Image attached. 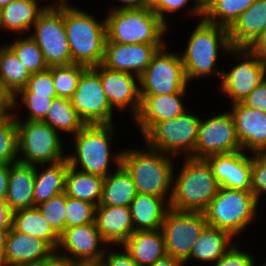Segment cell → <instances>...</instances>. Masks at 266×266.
Instances as JSON below:
<instances>
[{
    "label": "cell",
    "instance_id": "e575fe53",
    "mask_svg": "<svg viewBox=\"0 0 266 266\" xmlns=\"http://www.w3.org/2000/svg\"><path fill=\"white\" fill-rule=\"evenodd\" d=\"M42 121L58 133L63 134L65 132L72 136L86 125L72 106L71 100L61 97L53 99L52 105Z\"/></svg>",
    "mask_w": 266,
    "mask_h": 266
},
{
    "label": "cell",
    "instance_id": "f907efd6",
    "mask_svg": "<svg viewBox=\"0 0 266 266\" xmlns=\"http://www.w3.org/2000/svg\"><path fill=\"white\" fill-rule=\"evenodd\" d=\"M10 174V164H0V200L5 201Z\"/></svg>",
    "mask_w": 266,
    "mask_h": 266
},
{
    "label": "cell",
    "instance_id": "ba28073f",
    "mask_svg": "<svg viewBox=\"0 0 266 266\" xmlns=\"http://www.w3.org/2000/svg\"><path fill=\"white\" fill-rule=\"evenodd\" d=\"M200 120L199 116L187 110L171 120L157 122L142 136L143 143L175 159L182 154L183 157H192Z\"/></svg>",
    "mask_w": 266,
    "mask_h": 266
},
{
    "label": "cell",
    "instance_id": "4316f807",
    "mask_svg": "<svg viewBox=\"0 0 266 266\" xmlns=\"http://www.w3.org/2000/svg\"><path fill=\"white\" fill-rule=\"evenodd\" d=\"M121 248L138 266H149L167 255L161 230L135 231Z\"/></svg>",
    "mask_w": 266,
    "mask_h": 266
},
{
    "label": "cell",
    "instance_id": "c3c4849f",
    "mask_svg": "<svg viewBox=\"0 0 266 266\" xmlns=\"http://www.w3.org/2000/svg\"><path fill=\"white\" fill-rule=\"evenodd\" d=\"M242 103L249 108L266 113V80L256 86Z\"/></svg>",
    "mask_w": 266,
    "mask_h": 266
},
{
    "label": "cell",
    "instance_id": "db71d44e",
    "mask_svg": "<svg viewBox=\"0 0 266 266\" xmlns=\"http://www.w3.org/2000/svg\"><path fill=\"white\" fill-rule=\"evenodd\" d=\"M121 2V5L111 7L112 9L110 11H118L122 9H138L142 7H146L144 5L143 0H119Z\"/></svg>",
    "mask_w": 266,
    "mask_h": 266
},
{
    "label": "cell",
    "instance_id": "f5cc1de1",
    "mask_svg": "<svg viewBox=\"0 0 266 266\" xmlns=\"http://www.w3.org/2000/svg\"><path fill=\"white\" fill-rule=\"evenodd\" d=\"M69 263L58 254H54L48 260L26 266H67Z\"/></svg>",
    "mask_w": 266,
    "mask_h": 266
},
{
    "label": "cell",
    "instance_id": "f1b7e54d",
    "mask_svg": "<svg viewBox=\"0 0 266 266\" xmlns=\"http://www.w3.org/2000/svg\"><path fill=\"white\" fill-rule=\"evenodd\" d=\"M69 166L67 158L56 163L35 165L34 207L65 192V177Z\"/></svg>",
    "mask_w": 266,
    "mask_h": 266
},
{
    "label": "cell",
    "instance_id": "83f0119b",
    "mask_svg": "<svg viewBox=\"0 0 266 266\" xmlns=\"http://www.w3.org/2000/svg\"><path fill=\"white\" fill-rule=\"evenodd\" d=\"M233 239L235 238L229 232L207 226L193 245L189 258L183 263L184 266L192 259L202 264L210 262L211 266L237 243Z\"/></svg>",
    "mask_w": 266,
    "mask_h": 266
},
{
    "label": "cell",
    "instance_id": "8d00e7d4",
    "mask_svg": "<svg viewBox=\"0 0 266 266\" xmlns=\"http://www.w3.org/2000/svg\"><path fill=\"white\" fill-rule=\"evenodd\" d=\"M5 44L15 53L31 74L42 72L49 68L41 49L29 34L25 36L18 35L17 39Z\"/></svg>",
    "mask_w": 266,
    "mask_h": 266
},
{
    "label": "cell",
    "instance_id": "ab89813d",
    "mask_svg": "<svg viewBox=\"0 0 266 266\" xmlns=\"http://www.w3.org/2000/svg\"><path fill=\"white\" fill-rule=\"evenodd\" d=\"M88 67L80 64L52 66V80L57 97L70 99L74 94L82 73Z\"/></svg>",
    "mask_w": 266,
    "mask_h": 266
},
{
    "label": "cell",
    "instance_id": "52a82bcc",
    "mask_svg": "<svg viewBox=\"0 0 266 266\" xmlns=\"http://www.w3.org/2000/svg\"><path fill=\"white\" fill-rule=\"evenodd\" d=\"M258 206L251 191L220 187L203 212L208 226L225 230L236 238L256 221Z\"/></svg>",
    "mask_w": 266,
    "mask_h": 266
},
{
    "label": "cell",
    "instance_id": "d6986e66",
    "mask_svg": "<svg viewBox=\"0 0 266 266\" xmlns=\"http://www.w3.org/2000/svg\"><path fill=\"white\" fill-rule=\"evenodd\" d=\"M251 158L245 151L216 154L206 158L220 187L251 191Z\"/></svg>",
    "mask_w": 266,
    "mask_h": 266
},
{
    "label": "cell",
    "instance_id": "836d02e7",
    "mask_svg": "<svg viewBox=\"0 0 266 266\" xmlns=\"http://www.w3.org/2000/svg\"><path fill=\"white\" fill-rule=\"evenodd\" d=\"M31 73L21 63L15 53L6 45H0V86L12 98L24 88Z\"/></svg>",
    "mask_w": 266,
    "mask_h": 266
},
{
    "label": "cell",
    "instance_id": "e0dca14e",
    "mask_svg": "<svg viewBox=\"0 0 266 266\" xmlns=\"http://www.w3.org/2000/svg\"><path fill=\"white\" fill-rule=\"evenodd\" d=\"M100 76L106 98L111 108L119 113L127 109L133 120L140 109L139 77L104 67L102 64L92 67ZM116 108V109H115Z\"/></svg>",
    "mask_w": 266,
    "mask_h": 266
},
{
    "label": "cell",
    "instance_id": "7c38bea8",
    "mask_svg": "<svg viewBox=\"0 0 266 266\" xmlns=\"http://www.w3.org/2000/svg\"><path fill=\"white\" fill-rule=\"evenodd\" d=\"M207 226L202 211H177L169 208L160 228L167 255L184 263Z\"/></svg>",
    "mask_w": 266,
    "mask_h": 266
},
{
    "label": "cell",
    "instance_id": "b9f144b4",
    "mask_svg": "<svg viewBox=\"0 0 266 266\" xmlns=\"http://www.w3.org/2000/svg\"><path fill=\"white\" fill-rule=\"evenodd\" d=\"M53 230L60 236L65 230V192L50 198L36 206Z\"/></svg>",
    "mask_w": 266,
    "mask_h": 266
},
{
    "label": "cell",
    "instance_id": "bcb514c9",
    "mask_svg": "<svg viewBox=\"0 0 266 266\" xmlns=\"http://www.w3.org/2000/svg\"><path fill=\"white\" fill-rule=\"evenodd\" d=\"M239 244V242L234 244V246L230 248L223 257L211 266H256V260L253 254L251 255V253L246 252V250L241 251Z\"/></svg>",
    "mask_w": 266,
    "mask_h": 266
},
{
    "label": "cell",
    "instance_id": "44dd1931",
    "mask_svg": "<svg viewBox=\"0 0 266 266\" xmlns=\"http://www.w3.org/2000/svg\"><path fill=\"white\" fill-rule=\"evenodd\" d=\"M187 91H179L166 95H140L141 105L137 116L133 119L138 131L143 136L155 123L171 120L189 108L182 101Z\"/></svg>",
    "mask_w": 266,
    "mask_h": 266
},
{
    "label": "cell",
    "instance_id": "f546056e",
    "mask_svg": "<svg viewBox=\"0 0 266 266\" xmlns=\"http://www.w3.org/2000/svg\"><path fill=\"white\" fill-rule=\"evenodd\" d=\"M169 208L162 198L137 193L129 205L134 231L159 230Z\"/></svg>",
    "mask_w": 266,
    "mask_h": 266
},
{
    "label": "cell",
    "instance_id": "91938a15",
    "mask_svg": "<svg viewBox=\"0 0 266 266\" xmlns=\"http://www.w3.org/2000/svg\"><path fill=\"white\" fill-rule=\"evenodd\" d=\"M52 2H55L56 3V5H68V4H71L70 2H69V0H54V1H52Z\"/></svg>",
    "mask_w": 266,
    "mask_h": 266
},
{
    "label": "cell",
    "instance_id": "d590c367",
    "mask_svg": "<svg viewBox=\"0 0 266 266\" xmlns=\"http://www.w3.org/2000/svg\"><path fill=\"white\" fill-rule=\"evenodd\" d=\"M256 0H209L204 4L203 19L229 29Z\"/></svg>",
    "mask_w": 266,
    "mask_h": 266
},
{
    "label": "cell",
    "instance_id": "4dcf8cb0",
    "mask_svg": "<svg viewBox=\"0 0 266 266\" xmlns=\"http://www.w3.org/2000/svg\"><path fill=\"white\" fill-rule=\"evenodd\" d=\"M137 195L130 174L120 165L104 177L102 199L98 206L129 207Z\"/></svg>",
    "mask_w": 266,
    "mask_h": 266
},
{
    "label": "cell",
    "instance_id": "277c9868",
    "mask_svg": "<svg viewBox=\"0 0 266 266\" xmlns=\"http://www.w3.org/2000/svg\"><path fill=\"white\" fill-rule=\"evenodd\" d=\"M75 6V7H74ZM64 25L74 64H102L107 40L106 17L102 21L78 5H64Z\"/></svg>",
    "mask_w": 266,
    "mask_h": 266
},
{
    "label": "cell",
    "instance_id": "7a4b0ae2",
    "mask_svg": "<svg viewBox=\"0 0 266 266\" xmlns=\"http://www.w3.org/2000/svg\"><path fill=\"white\" fill-rule=\"evenodd\" d=\"M123 149L121 165L130 174L137 193L164 199L170 204L173 171L177 169L173 156L149 147Z\"/></svg>",
    "mask_w": 266,
    "mask_h": 266
},
{
    "label": "cell",
    "instance_id": "6125c7cd",
    "mask_svg": "<svg viewBox=\"0 0 266 266\" xmlns=\"http://www.w3.org/2000/svg\"><path fill=\"white\" fill-rule=\"evenodd\" d=\"M67 266H92L87 264H68Z\"/></svg>",
    "mask_w": 266,
    "mask_h": 266
},
{
    "label": "cell",
    "instance_id": "2e32d148",
    "mask_svg": "<svg viewBox=\"0 0 266 266\" xmlns=\"http://www.w3.org/2000/svg\"><path fill=\"white\" fill-rule=\"evenodd\" d=\"M242 150L233 116L229 111H222L209 119H201L198 137L192 158L206 159L209 156Z\"/></svg>",
    "mask_w": 266,
    "mask_h": 266
},
{
    "label": "cell",
    "instance_id": "5b68a950",
    "mask_svg": "<svg viewBox=\"0 0 266 266\" xmlns=\"http://www.w3.org/2000/svg\"><path fill=\"white\" fill-rule=\"evenodd\" d=\"M177 174L173 171L172 196L169 207L177 211H204L220 185L206 159L182 157ZM176 175V176H175Z\"/></svg>",
    "mask_w": 266,
    "mask_h": 266
},
{
    "label": "cell",
    "instance_id": "be15d7a7",
    "mask_svg": "<svg viewBox=\"0 0 266 266\" xmlns=\"http://www.w3.org/2000/svg\"><path fill=\"white\" fill-rule=\"evenodd\" d=\"M203 4H205L206 2H208L209 0H200Z\"/></svg>",
    "mask_w": 266,
    "mask_h": 266
},
{
    "label": "cell",
    "instance_id": "ac0fdd59",
    "mask_svg": "<svg viewBox=\"0 0 266 266\" xmlns=\"http://www.w3.org/2000/svg\"><path fill=\"white\" fill-rule=\"evenodd\" d=\"M165 44H125L106 42L102 65L140 77L153 55Z\"/></svg>",
    "mask_w": 266,
    "mask_h": 266
},
{
    "label": "cell",
    "instance_id": "6f0895ef",
    "mask_svg": "<svg viewBox=\"0 0 266 266\" xmlns=\"http://www.w3.org/2000/svg\"><path fill=\"white\" fill-rule=\"evenodd\" d=\"M10 229H0V260L2 259L6 247V239Z\"/></svg>",
    "mask_w": 266,
    "mask_h": 266
},
{
    "label": "cell",
    "instance_id": "60d3db41",
    "mask_svg": "<svg viewBox=\"0 0 266 266\" xmlns=\"http://www.w3.org/2000/svg\"><path fill=\"white\" fill-rule=\"evenodd\" d=\"M95 209L90 202L66 196L65 229L95 222Z\"/></svg>",
    "mask_w": 266,
    "mask_h": 266
},
{
    "label": "cell",
    "instance_id": "8fae6325",
    "mask_svg": "<svg viewBox=\"0 0 266 266\" xmlns=\"http://www.w3.org/2000/svg\"><path fill=\"white\" fill-rule=\"evenodd\" d=\"M29 36L43 53L48 67L73 64L64 25V5L46 8L34 23Z\"/></svg>",
    "mask_w": 266,
    "mask_h": 266
},
{
    "label": "cell",
    "instance_id": "11a10c76",
    "mask_svg": "<svg viewBox=\"0 0 266 266\" xmlns=\"http://www.w3.org/2000/svg\"><path fill=\"white\" fill-rule=\"evenodd\" d=\"M11 112V98L0 86V115H8Z\"/></svg>",
    "mask_w": 266,
    "mask_h": 266
},
{
    "label": "cell",
    "instance_id": "5bb4252c",
    "mask_svg": "<svg viewBox=\"0 0 266 266\" xmlns=\"http://www.w3.org/2000/svg\"><path fill=\"white\" fill-rule=\"evenodd\" d=\"M108 246L102 239L96 223L93 222L66 228L60 235L56 254L69 264L96 266Z\"/></svg>",
    "mask_w": 266,
    "mask_h": 266
},
{
    "label": "cell",
    "instance_id": "3957f363",
    "mask_svg": "<svg viewBox=\"0 0 266 266\" xmlns=\"http://www.w3.org/2000/svg\"><path fill=\"white\" fill-rule=\"evenodd\" d=\"M114 125L86 124L76 135L72 136V145L75 148L70 154L67 153L70 167L102 177L113 172L110 169L111 163L119 167L123 149L116 152L111 149L113 136L117 133Z\"/></svg>",
    "mask_w": 266,
    "mask_h": 266
},
{
    "label": "cell",
    "instance_id": "30bf717a",
    "mask_svg": "<svg viewBox=\"0 0 266 266\" xmlns=\"http://www.w3.org/2000/svg\"><path fill=\"white\" fill-rule=\"evenodd\" d=\"M168 45L153 55L150 64L139 77L140 95H166L188 91L180 53L166 51Z\"/></svg>",
    "mask_w": 266,
    "mask_h": 266
},
{
    "label": "cell",
    "instance_id": "680465c9",
    "mask_svg": "<svg viewBox=\"0 0 266 266\" xmlns=\"http://www.w3.org/2000/svg\"><path fill=\"white\" fill-rule=\"evenodd\" d=\"M158 0H143L146 7H152Z\"/></svg>",
    "mask_w": 266,
    "mask_h": 266
},
{
    "label": "cell",
    "instance_id": "e7e4bbea",
    "mask_svg": "<svg viewBox=\"0 0 266 266\" xmlns=\"http://www.w3.org/2000/svg\"><path fill=\"white\" fill-rule=\"evenodd\" d=\"M33 1L38 2V3H40V4L42 3V2H41L42 0H33ZM39 1H40V2H39Z\"/></svg>",
    "mask_w": 266,
    "mask_h": 266
},
{
    "label": "cell",
    "instance_id": "1f68e13d",
    "mask_svg": "<svg viewBox=\"0 0 266 266\" xmlns=\"http://www.w3.org/2000/svg\"><path fill=\"white\" fill-rule=\"evenodd\" d=\"M11 228L14 231L45 240L55 251L58 248L60 236L53 230L37 207L12 212Z\"/></svg>",
    "mask_w": 266,
    "mask_h": 266
},
{
    "label": "cell",
    "instance_id": "816d5d0a",
    "mask_svg": "<svg viewBox=\"0 0 266 266\" xmlns=\"http://www.w3.org/2000/svg\"><path fill=\"white\" fill-rule=\"evenodd\" d=\"M12 211L6 201L0 200V229H11Z\"/></svg>",
    "mask_w": 266,
    "mask_h": 266
},
{
    "label": "cell",
    "instance_id": "7402d4cb",
    "mask_svg": "<svg viewBox=\"0 0 266 266\" xmlns=\"http://www.w3.org/2000/svg\"><path fill=\"white\" fill-rule=\"evenodd\" d=\"M56 251L43 239L9 230L0 266H26L51 258Z\"/></svg>",
    "mask_w": 266,
    "mask_h": 266
},
{
    "label": "cell",
    "instance_id": "d6a6232c",
    "mask_svg": "<svg viewBox=\"0 0 266 266\" xmlns=\"http://www.w3.org/2000/svg\"><path fill=\"white\" fill-rule=\"evenodd\" d=\"M104 177L86 173L69 166L65 177V194L90 202L96 207L102 199Z\"/></svg>",
    "mask_w": 266,
    "mask_h": 266
},
{
    "label": "cell",
    "instance_id": "74e56055",
    "mask_svg": "<svg viewBox=\"0 0 266 266\" xmlns=\"http://www.w3.org/2000/svg\"><path fill=\"white\" fill-rule=\"evenodd\" d=\"M20 96L22 97L21 100H19V98H21ZM54 98L57 97H47V95H35V93H16L11 98V113L14 115L16 120L24 119L26 121H42L46 117ZM18 100L23 105L19 104ZM19 106L20 108L24 106L25 111L28 112L27 114H25V116L27 115L26 118L21 119V117L18 116L19 112H21ZM15 109H19V112L14 111Z\"/></svg>",
    "mask_w": 266,
    "mask_h": 266
},
{
    "label": "cell",
    "instance_id": "f6af8a7d",
    "mask_svg": "<svg viewBox=\"0 0 266 266\" xmlns=\"http://www.w3.org/2000/svg\"><path fill=\"white\" fill-rule=\"evenodd\" d=\"M251 174V192L259 204L261 195L266 193V153L252 154Z\"/></svg>",
    "mask_w": 266,
    "mask_h": 266
},
{
    "label": "cell",
    "instance_id": "94428289",
    "mask_svg": "<svg viewBox=\"0 0 266 266\" xmlns=\"http://www.w3.org/2000/svg\"><path fill=\"white\" fill-rule=\"evenodd\" d=\"M14 0H0V9L6 5H8L9 3H11Z\"/></svg>",
    "mask_w": 266,
    "mask_h": 266
},
{
    "label": "cell",
    "instance_id": "cb8c5ba5",
    "mask_svg": "<svg viewBox=\"0 0 266 266\" xmlns=\"http://www.w3.org/2000/svg\"><path fill=\"white\" fill-rule=\"evenodd\" d=\"M50 3L41 5L33 0L12 1L0 9V31L8 30L17 35H26L25 32L29 34L39 15L46 8L56 6L55 2Z\"/></svg>",
    "mask_w": 266,
    "mask_h": 266
},
{
    "label": "cell",
    "instance_id": "4fadbf2b",
    "mask_svg": "<svg viewBox=\"0 0 266 266\" xmlns=\"http://www.w3.org/2000/svg\"><path fill=\"white\" fill-rule=\"evenodd\" d=\"M238 61L230 71H222L220 92L231 99V104L241 103L256 86L266 80V65L247 48H232L231 56Z\"/></svg>",
    "mask_w": 266,
    "mask_h": 266
},
{
    "label": "cell",
    "instance_id": "ffe728a7",
    "mask_svg": "<svg viewBox=\"0 0 266 266\" xmlns=\"http://www.w3.org/2000/svg\"><path fill=\"white\" fill-rule=\"evenodd\" d=\"M242 150L250 154L266 153V113L245 106L242 102L229 110Z\"/></svg>",
    "mask_w": 266,
    "mask_h": 266
},
{
    "label": "cell",
    "instance_id": "9f6ffc18",
    "mask_svg": "<svg viewBox=\"0 0 266 266\" xmlns=\"http://www.w3.org/2000/svg\"><path fill=\"white\" fill-rule=\"evenodd\" d=\"M149 266H184V264L169 255H166L165 257L158 259L155 263Z\"/></svg>",
    "mask_w": 266,
    "mask_h": 266
},
{
    "label": "cell",
    "instance_id": "ee69618b",
    "mask_svg": "<svg viewBox=\"0 0 266 266\" xmlns=\"http://www.w3.org/2000/svg\"><path fill=\"white\" fill-rule=\"evenodd\" d=\"M17 93H35V95L57 97L52 80V66L45 71L32 73L26 86Z\"/></svg>",
    "mask_w": 266,
    "mask_h": 266
},
{
    "label": "cell",
    "instance_id": "8992f818",
    "mask_svg": "<svg viewBox=\"0 0 266 266\" xmlns=\"http://www.w3.org/2000/svg\"><path fill=\"white\" fill-rule=\"evenodd\" d=\"M106 27V42L168 44L164 38L170 28L160 20L151 7L108 11Z\"/></svg>",
    "mask_w": 266,
    "mask_h": 266
},
{
    "label": "cell",
    "instance_id": "9a60e30c",
    "mask_svg": "<svg viewBox=\"0 0 266 266\" xmlns=\"http://www.w3.org/2000/svg\"><path fill=\"white\" fill-rule=\"evenodd\" d=\"M70 100L85 124H115V111L106 98L99 74L92 67L82 73Z\"/></svg>",
    "mask_w": 266,
    "mask_h": 266
},
{
    "label": "cell",
    "instance_id": "7bdbcfd3",
    "mask_svg": "<svg viewBox=\"0 0 266 266\" xmlns=\"http://www.w3.org/2000/svg\"><path fill=\"white\" fill-rule=\"evenodd\" d=\"M191 0H158L152 7L151 10L160 18V20L169 28L167 23V17L165 15L171 14L174 12L180 11L182 8H186V5L190 4ZM189 2V3H188ZM194 5L190 9H187V14L190 16H197L200 19L203 18L204 15V4L200 0H194ZM165 14V15H164Z\"/></svg>",
    "mask_w": 266,
    "mask_h": 266
},
{
    "label": "cell",
    "instance_id": "7dc6e473",
    "mask_svg": "<svg viewBox=\"0 0 266 266\" xmlns=\"http://www.w3.org/2000/svg\"><path fill=\"white\" fill-rule=\"evenodd\" d=\"M119 248L121 251H116V249H111V247L108 246L103 257L96 266H138L124 248H122V250L121 246H118V249Z\"/></svg>",
    "mask_w": 266,
    "mask_h": 266
},
{
    "label": "cell",
    "instance_id": "d4e9b609",
    "mask_svg": "<svg viewBox=\"0 0 266 266\" xmlns=\"http://www.w3.org/2000/svg\"><path fill=\"white\" fill-rule=\"evenodd\" d=\"M266 29V0H256L228 29L232 48H247Z\"/></svg>",
    "mask_w": 266,
    "mask_h": 266
},
{
    "label": "cell",
    "instance_id": "681fc988",
    "mask_svg": "<svg viewBox=\"0 0 266 266\" xmlns=\"http://www.w3.org/2000/svg\"><path fill=\"white\" fill-rule=\"evenodd\" d=\"M247 49L266 65V29L247 47Z\"/></svg>",
    "mask_w": 266,
    "mask_h": 266
},
{
    "label": "cell",
    "instance_id": "f35d334b",
    "mask_svg": "<svg viewBox=\"0 0 266 266\" xmlns=\"http://www.w3.org/2000/svg\"><path fill=\"white\" fill-rule=\"evenodd\" d=\"M18 162V129L16 118L10 112L0 118V164Z\"/></svg>",
    "mask_w": 266,
    "mask_h": 266
},
{
    "label": "cell",
    "instance_id": "9c48e42d",
    "mask_svg": "<svg viewBox=\"0 0 266 266\" xmlns=\"http://www.w3.org/2000/svg\"><path fill=\"white\" fill-rule=\"evenodd\" d=\"M18 162L28 165L51 164L67 158L62 134L43 121L16 120Z\"/></svg>",
    "mask_w": 266,
    "mask_h": 266
},
{
    "label": "cell",
    "instance_id": "6da1fadb",
    "mask_svg": "<svg viewBox=\"0 0 266 266\" xmlns=\"http://www.w3.org/2000/svg\"><path fill=\"white\" fill-rule=\"evenodd\" d=\"M186 45L180 55L188 83L204 76L219 75L221 79L223 70L217 64L218 53L230 56L232 49L227 28L199 19Z\"/></svg>",
    "mask_w": 266,
    "mask_h": 266
},
{
    "label": "cell",
    "instance_id": "484cf974",
    "mask_svg": "<svg viewBox=\"0 0 266 266\" xmlns=\"http://www.w3.org/2000/svg\"><path fill=\"white\" fill-rule=\"evenodd\" d=\"M35 166L10 164L6 203L12 212L34 207Z\"/></svg>",
    "mask_w": 266,
    "mask_h": 266
},
{
    "label": "cell",
    "instance_id": "603a6c76",
    "mask_svg": "<svg viewBox=\"0 0 266 266\" xmlns=\"http://www.w3.org/2000/svg\"><path fill=\"white\" fill-rule=\"evenodd\" d=\"M95 223L102 239L111 247L121 246L135 231L129 207L97 206Z\"/></svg>",
    "mask_w": 266,
    "mask_h": 266
}]
</instances>
